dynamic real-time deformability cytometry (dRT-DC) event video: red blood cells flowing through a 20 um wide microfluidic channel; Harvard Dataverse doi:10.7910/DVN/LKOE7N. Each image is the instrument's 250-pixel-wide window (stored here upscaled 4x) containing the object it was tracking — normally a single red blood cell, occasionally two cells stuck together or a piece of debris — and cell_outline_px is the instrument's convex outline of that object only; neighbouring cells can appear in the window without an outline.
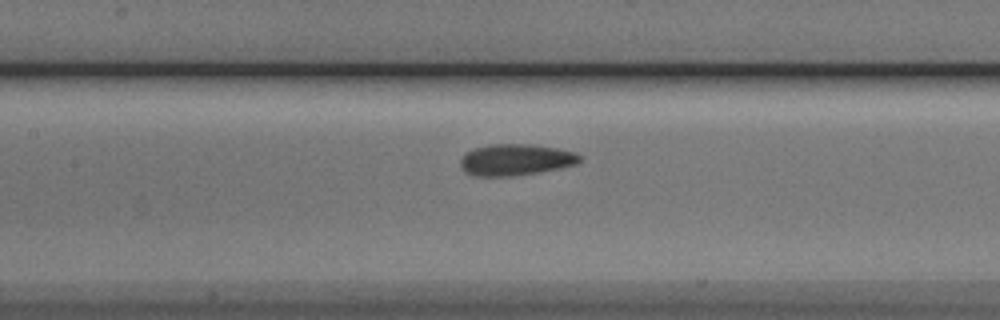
{"species": "Egyptian fruit bat (a non-hibernating species)", "species_latin": "Rousettus aegyptiacus", "temperature_condition": "cold", "stored_images_in_passage": 35, "camera_frame_rate_fps": 3000, "um_per_image_px": 0.085, "animal": {"sex": "male"}, "frame": {"image": 1, "passage_image": 16, "time_ms": 5.0, "image_size_px": [1000, 320], "cell_outline_px": [[580, 160], [576, 164], [560, 168], [512, 176], [476, 176], [464, 172], [460, 164], [460, 160], [464, 152], [472, 148], [492, 144], [532, 144], [556, 148], [576, 152], [580, 156]], "centroid_in_image_um": [43.78, 13.57], "position_along_channel_um": 163.6, "area_um2": 21.91}}
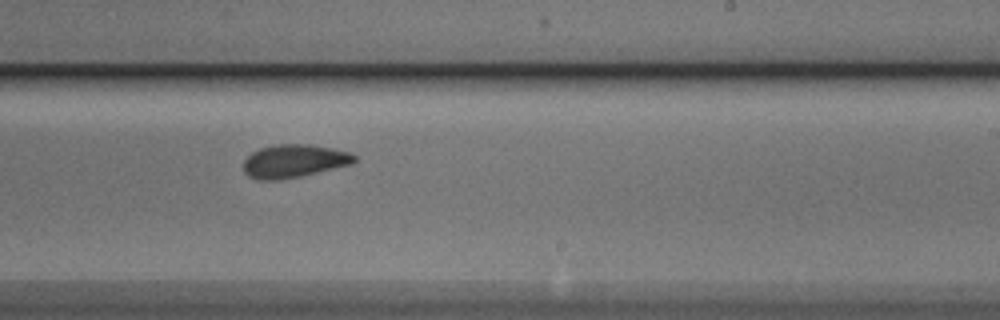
{"frame": {"image": 2, "passage_image": 24, "time_ms": 7.667, "image_size_px": [1000, 320], "cell_outline_px": [[356, 160], [352, 164], [300, 176], [276, 180], [256, 180], [248, 176], [244, 172], [244, 160], [252, 152], [260, 148], [276, 144], [308, 144], [332, 148], [352, 152], [356, 156]], "centroid_in_image_um": [24.99, 13.68], "position_along_channel_um": 264.0, "area_um2": 21.44}}
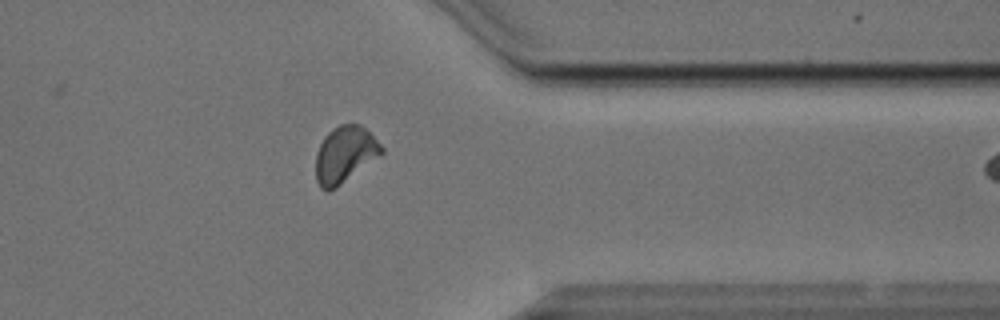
{"frame": {"image": 3, "passage_image": 34, "time_ms": 11.0, "image_size_px": [1000, 320], "cell_outline_px": [[384, 152], [380, 156], [336, 188], [328, 192], [320, 188], [316, 180], [316, 152], [324, 136], [332, 128], [340, 124], [360, 124], [384, 148]], "centroid_in_image_um": [29.29, 13.15], "position_along_channel_um": 382.1, "area_um2": 21.68}}